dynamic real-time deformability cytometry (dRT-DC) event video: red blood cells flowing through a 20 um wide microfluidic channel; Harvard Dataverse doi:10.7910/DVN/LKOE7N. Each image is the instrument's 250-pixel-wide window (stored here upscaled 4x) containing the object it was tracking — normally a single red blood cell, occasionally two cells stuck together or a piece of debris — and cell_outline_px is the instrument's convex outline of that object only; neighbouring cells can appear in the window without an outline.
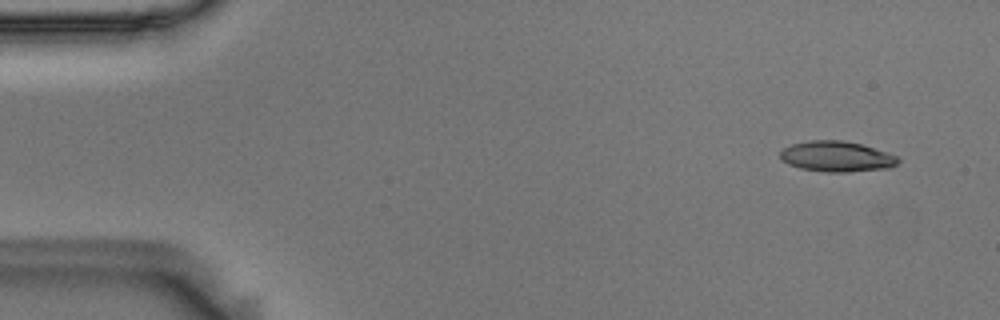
{"species": "Egyptian fruit bat (a non-hibernating species)", "species_latin": "Rousettus aegyptiacus", "temperature_condition": "room temperature", "stored_images_in_passage": 55, "camera_frame_rate_fps": 3000, "um_per_image_px": 0.085, "animal": {"sex": "male"}, "frame": {"image": 1, "passage_image": 4, "time_ms": 1.0, "image_size_px": [1000, 320], "cell_outline_px": [[900, 160], [896, 164], [888, 168], [844, 172], [828, 172], [800, 168], [788, 164], [780, 156], [780, 152], [784, 148], [792, 144], [812, 140], [844, 140], [860, 144], [896, 156]], "centroid_in_image_um": [71.09, 13.3], "position_along_channel_um": 13.9, "area_um2": 20.58}}
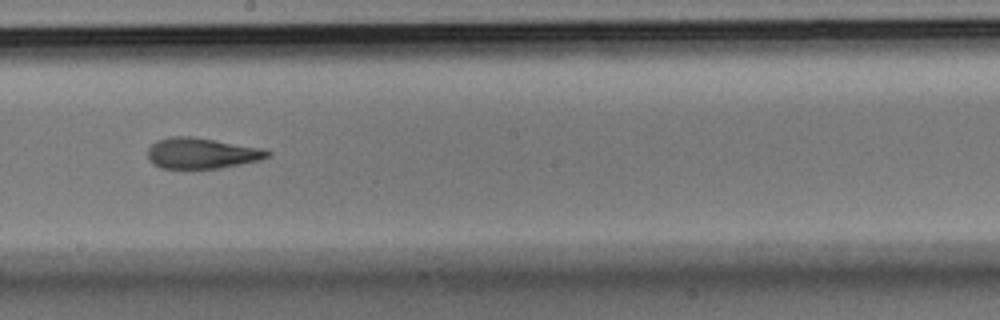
{"frame": {"image": 2, "passage_image": 31, "time_ms": 10.0, "image_size_px": [1000, 320], "cell_outline_px": [[272, 156], [260, 160], [220, 168], [160, 168], [152, 164], [148, 160], [148, 148], [156, 140], [168, 136], [192, 136], [264, 148], [272, 152]], "centroid_in_image_um": [17.15, 13.01], "position_along_channel_um": 231.0, "area_um2": 21.79}}
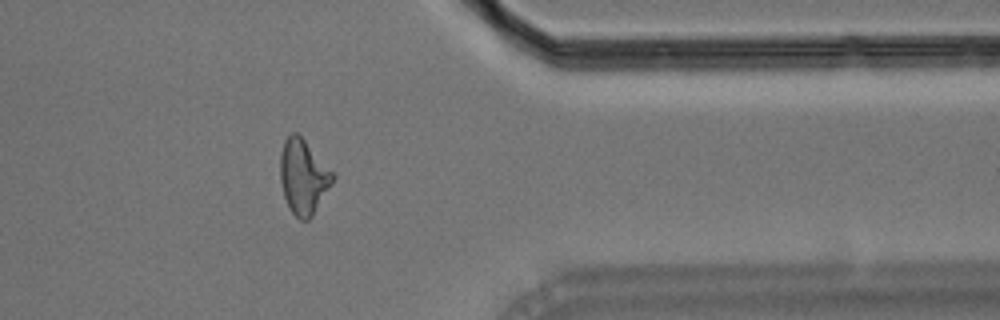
{"frame": {"image": 3, "passage_image": 45, "time_ms": 14.667, "image_size_px": [1000, 320], "cell_outline_px": [[336, 176], [332, 184], [312, 216], [308, 220], [300, 220], [292, 212], [284, 196], [280, 180], [280, 152], [284, 140], [292, 132], [296, 132], [336, 172]], "centroid_in_image_um": [25.81, 15.0], "position_along_channel_um": 385.6, "area_um2": 23.0}, "authors_computed_cell_mechanics": {"area_um2": 21.675, "velocity_mm_per_s": 3.6149, "shape_relaxation_time_tau1_ms": null, "shape_relaxation_time_tau2_ms": 2.5515, "deformation_change_tau1": null, "deformation_change_tau2": 0.1149}}